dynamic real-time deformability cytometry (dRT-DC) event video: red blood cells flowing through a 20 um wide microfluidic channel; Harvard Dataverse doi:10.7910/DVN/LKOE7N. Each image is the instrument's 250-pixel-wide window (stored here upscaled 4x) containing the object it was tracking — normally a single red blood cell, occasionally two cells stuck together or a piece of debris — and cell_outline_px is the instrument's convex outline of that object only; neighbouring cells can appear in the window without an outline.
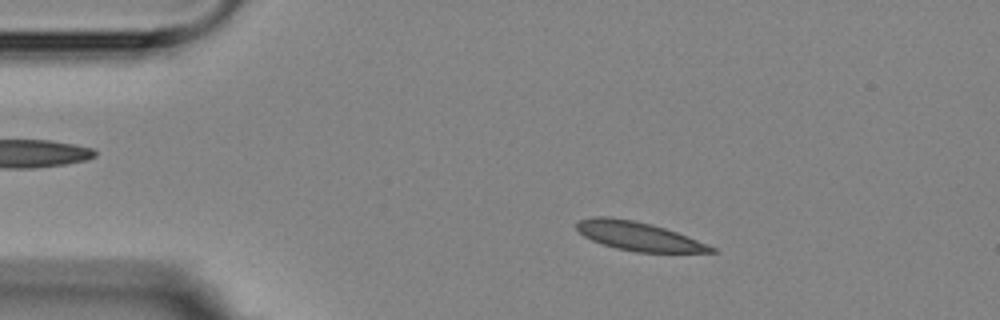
{"species": "Egyptian fruit bat (a non-hibernating species)", "species_latin": "Rousettus aegyptiacus", "temperature_condition": "room temperature", "stored_images_in_passage": 4, "camera_frame_rate_fps": 3000, "um_per_image_px": 0.085, "animal": {"sex": "female"}, "frame": {"image": 1, "passage_image": 2, "time_ms": 1.0, "image_size_px": [1000, 320], "cell_outline_px": [[720, 252], [636, 252], [616, 248], [592, 240], [584, 236], [576, 228], [576, 224], [580, 220], [596, 216], [608, 216], [632, 220], [652, 224], [676, 232], [716, 248]], "centroid_in_image_um": [54.26, 20.07], "position_along_channel_um": 30.7, "area_um2": 22.2}}
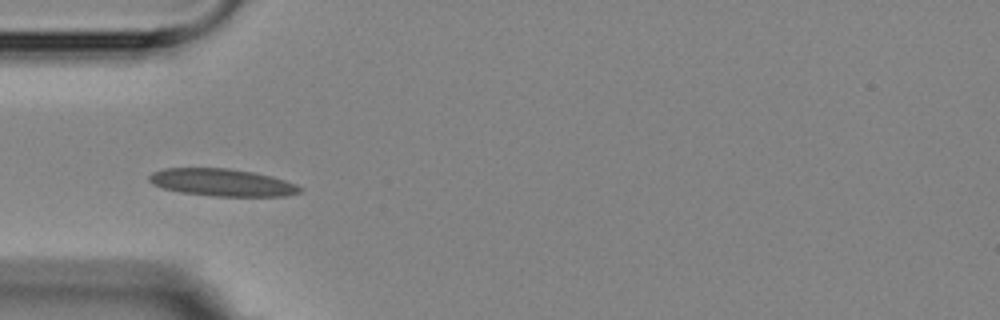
{"frame": {"image": 2, "passage_image": 4, "time_ms": 3.333, "image_size_px": [1000, 320], "cell_outline_px": [[304, 188], [300, 192], [284, 196], [216, 196], [180, 192], [164, 188], [152, 184], [148, 180], [148, 176], [152, 172], [164, 168], [228, 168], [252, 172], [272, 176], [296, 184]], "centroid_in_image_um": [18.87, 15.5], "position_along_channel_um": 66.1, "area_um2": 23.99}}